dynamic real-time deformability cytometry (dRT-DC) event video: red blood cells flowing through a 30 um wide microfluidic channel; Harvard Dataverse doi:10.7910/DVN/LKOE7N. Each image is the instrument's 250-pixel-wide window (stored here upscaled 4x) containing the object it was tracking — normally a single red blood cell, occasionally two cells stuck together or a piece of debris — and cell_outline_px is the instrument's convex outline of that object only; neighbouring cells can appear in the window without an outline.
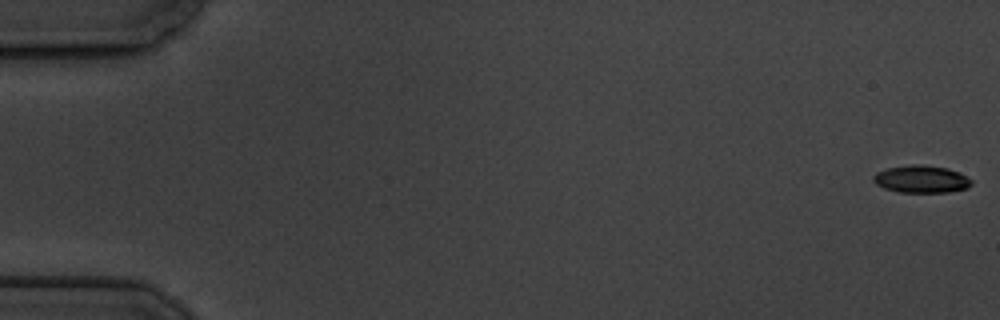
{"species": "common noctule bat (a hibernating species)", "species_latin": "Nyctalus noctula", "temperature_condition": "cold", "stored_images_in_passage": 6, "camera_frame_rate_fps": 3000, "um_per_image_px": 0.085, "animal": {"sex": "male", "body_mass_g": 19.5, "forearm_length_mm": 54.6}, "frame": {"image": 1, "passage_image": 1, "time_ms": 0.0, "image_size_px": [1000, 320], "cell_outline_px": [[972, 184], [968, 188], [948, 192], [900, 192], [884, 188], [876, 184], [872, 180], [872, 176], [876, 172], [888, 168], [912, 164], [920, 164], [948, 168], [972, 180]], "centroid_in_image_um": [78.28, 15.23], "position_along_channel_um": 6.7, "area_um2": 15.61}}
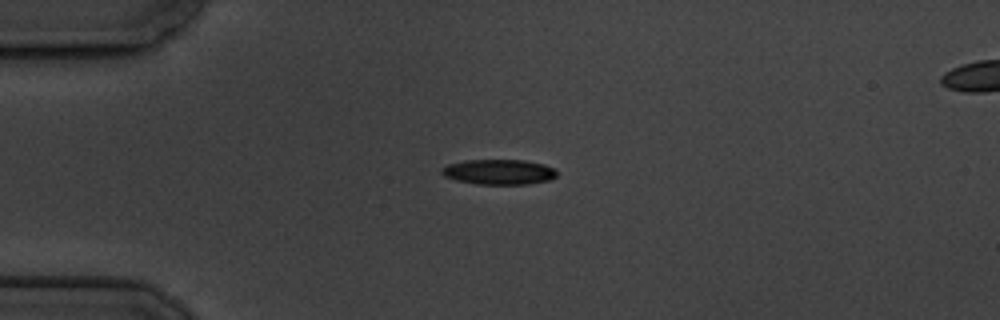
{"frame": {"image": 2, "passage_image": 5, "time_ms": 4.667, "image_size_px": [1000, 320], "cell_outline_px": [[556, 176], [548, 180], [528, 184], [476, 184], [456, 180], [444, 176], [440, 172], [440, 168], [448, 164], [464, 160], [524, 160], [544, 164], [552, 168], [556, 172]], "centroid_in_image_um": [42.35, 14.61], "position_along_channel_um": 42.6, "area_um2": 16.88}}